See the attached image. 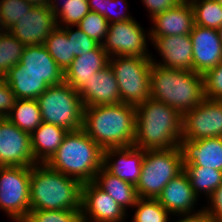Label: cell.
I'll return each mask as SVG.
<instances>
[{
    "label": "cell",
    "instance_id": "1",
    "mask_svg": "<svg viewBox=\"0 0 222 222\" xmlns=\"http://www.w3.org/2000/svg\"><path fill=\"white\" fill-rule=\"evenodd\" d=\"M182 138V115L173 107L147 99L136 106L133 146L144 150L172 149Z\"/></svg>",
    "mask_w": 222,
    "mask_h": 222
},
{
    "label": "cell",
    "instance_id": "2",
    "mask_svg": "<svg viewBox=\"0 0 222 222\" xmlns=\"http://www.w3.org/2000/svg\"><path fill=\"white\" fill-rule=\"evenodd\" d=\"M135 127L134 105L121 102L84 108L82 129L103 150L133 146Z\"/></svg>",
    "mask_w": 222,
    "mask_h": 222
},
{
    "label": "cell",
    "instance_id": "3",
    "mask_svg": "<svg viewBox=\"0 0 222 222\" xmlns=\"http://www.w3.org/2000/svg\"><path fill=\"white\" fill-rule=\"evenodd\" d=\"M150 84L151 98L175 108L181 115L206 98L204 77L193 70L169 69L152 63Z\"/></svg>",
    "mask_w": 222,
    "mask_h": 222
},
{
    "label": "cell",
    "instance_id": "4",
    "mask_svg": "<svg viewBox=\"0 0 222 222\" xmlns=\"http://www.w3.org/2000/svg\"><path fill=\"white\" fill-rule=\"evenodd\" d=\"M82 184L45 163L31 167L30 210L81 209Z\"/></svg>",
    "mask_w": 222,
    "mask_h": 222
},
{
    "label": "cell",
    "instance_id": "5",
    "mask_svg": "<svg viewBox=\"0 0 222 222\" xmlns=\"http://www.w3.org/2000/svg\"><path fill=\"white\" fill-rule=\"evenodd\" d=\"M103 156L104 150L81 128L68 131L56 153L46 164L84 184L94 181L103 166Z\"/></svg>",
    "mask_w": 222,
    "mask_h": 222
},
{
    "label": "cell",
    "instance_id": "6",
    "mask_svg": "<svg viewBox=\"0 0 222 222\" xmlns=\"http://www.w3.org/2000/svg\"><path fill=\"white\" fill-rule=\"evenodd\" d=\"M36 100L43 122L68 131L82 128L85 108L82 98L65 81L49 86Z\"/></svg>",
    "mask_w": 222,
    "mask_h": 222
},
{
    "label": "cell",
    "instance_id": "7",
    "mask_svg": "<svg viewBox=\"0 0 222 222\" xmlns=\"http://www.w3.org/2000/svg\"><path fill=\"white\" fill-rule=\"evenodd\" d=\"M184 170L181 150H145L141 175L136 184L139 198L157 199L167 183Z\"/></svg>",
    "mask_w": 222,
    "mask_h": 222
},
{
    "label": "cell",
    "instance_id": "8",
    "mask_svg": "<svg viewBox=\"0 0 222 222\" xmlns=\"http://www.w3.org/2000/svg\"><path fill=\"white\" fill-rule=\"evenodd\" d=\"M109 66L116 76L121 102L137 106L151 98V57L114 56Z\"/></svg>",
    "mask_w": 222,
    "mask_h": 222
},
{
    "label": "cell",
    "instance_id": "9",
    "mask_svg": "<svg viewBox=\"0 0 222 222\" xmlns=\"http://www.w3.org/2000/svg\"><path fill=\"white\" fill-rule=\"evenodd\" d=\"M31 167H0V210L13 222H22L30 211Z\"/></svg>",
    "mask_w": 222,
    "mask_h": 222
},
{
    "label": "cell",
    "instance_id": "10",
    "mask_svg": "<svg viewBox=\"0 0 222 222\" xmlns=\"http://www.w3.org/2000/svg\"><path fill=\"white\" fill-rule=\"evenodd\" d=\"M143 28L144 26L142 27L135 18L111 23L102 47L110 58L114 56L151 57L152 52L147 47L150 31Z\"/></svg>",
    "mask_w": 222,
    "mask_h": 222
},
{
    "label": "cell",
    "instance_id": "11",
    "mask_svg": "<svg viewBox=\"0 0 222 222\" xmlns=\"http://www.w3.org/2000/svg\"><path fill=\"white\" fill-rule=\"evenodd\" d=\"M222 137V100L205 98L182 114V138L200 140Z\"/></svg>",
    "mask_w": 222,
    "mask_h": 222
},
{
    "label": "cell",
    "instance_id": "12",
    "mask_svg": "<svg viewBox=\"0 0 222 222\" xmlns=\"http://www.w3.org/2000/svg\"><path fill=\"white\" fill-rule=\"evenodd\" d=\"M81 213L83 222H121L128 213L93 181L82 184Z\"/></svg>",
    "mask_w": 222,
    "mask_h": 222
},
{
    "label": "cell",
    "instance_id": "13",
    "mask_svg": "<svg viewBox=\"0 0 222 222\" xmlns=\"http://www.w3.org/2000/svg\"><path fill=\"white\" fill-rule=\"evenodd\" d=\"M35 164L30 133L5 118L0 124V167H32Z\"/></svg>",
    "mask_w": 222,
    "mask_h": 222
},
{
    "label": "cell",
    "instance_id": "14",
    "mask_svg": "<svg viewBox=\"0 0 222 222\" xmlns=\"http://www.w3.org/2000/svg\"><path fill=\"white\" fill-rule=\"evenodd\" d=\"M56 27V17L49 5H34L8 31L25 46H34L43 45Z\"/></svg>",
    "mask_w": 222,
    "mask_h": 222
},
{
    "label": "cell",
    "instance_id": "15",
    "mask_svg": "<svg viewBox=\"0 0 222 222\" xmlns=\"http://www.w3.org/2000/svg\"><path fill=\"white\" fill-rule=\"evenodd\" d=\"M149 43L154 50L156 49L158 56H161L158 60L155 54L151 53L152 63L169 69L193 70V45L190 34L150 37Z\"/></svg>",
    "mask_w": 222,
    "mask_h": 222
},
{
    "label": "cell",
    "instance_id": "16",
    "mask_svg": "<svg viewBox=\"0 0 222 222\" xmlns=\"http://www.w3.org/2000/svg\"><path fill=\"white\" fill-rule=\"evenodd\" d=\"M157 200L172 216L196 214L204 210L201 204L202 208L197 209L201 199L193 191L184 170L167 183Z\"/></svg>",
    "mask_w": 222,
    "mask_h": 222
},
{
    "label": "cell",
    "instance_id": "17",
    "mask_svg": "<svg viewBox=\"0 0 222 222\" xmlns=\"http://www.w3.org/2000/svg\"><path fill=\"white\" fill-rule=\"evenodd\" d=\"M193 45V71L204 75L222 62L219 30L194 25L190 33Z\"/></svg>",
    "mask_w": 222,
    "mask_h": 222
},
{
    "label": "cell",
    "instance_id": "18",
    "mask_svg": "<svg viewBox=\"0 0 222 222\" xmlns=\"http://www.w3.org/2000/svg\"><path fill=\"white\" fill-rule=\"evenodd\" d=\"M77 92L82 98L84 107L121 103L117 79L109 65L95 72Z\"/></svg>",
    "mask_w": 222,
    "mask_h": 222
},
{
    "label": "cell",
    "instance_id": "19",
    "mask_svg": "<svg viewBox=\"0 0 222 222\" xmlns=\"http://www.w3.org/2000/svg\"><path fill=\"white\" fill-rule=\"evenodd\" d=\"M144 149L136 146L104 149L103 167L111 174L136 186L141 175Z\"/></svg>",
    "mask_w": 222,
    "mask_h": 222
},
{
    "label": "cell",
    "instance_id": "20",
    "mask_svg": "<svg viewBox=\"0 0 222 222\" xmlns=\"http://www.w3.org/2000/svg\"><path fill=\"white\" fill-rule=\"evenodd\" d=\"M150 37L186 35L192 32L194 12L189 0H182L151 20Z\"/></svg>",
    "mask_w": 222,
    "mask_h": 222
},
{
    "label": "cell",
    "instance_id": "21",
    "mask_svg": "<svg viewBox=\"0 0 222 222\" xmlns=\"http://www.w3.org/2000/svg\"><path fill=\"white\" fill-rule=\"evenodd\" d=\"M183 168L201 166L222 171V137L200 140L181 139Z\"/></svg>",
    "mask_w": 222,
    "mask_h": 222
},
{
    "label": "cell",
    "instance_id": "22",
    "mask_svg": "<svg viewBox=\"0 0 222 222\" xmlns=\"http://www.w3.org/2000/svg\"><path fill=\"white\" fill-rule=\"evenodd\" d=\"M110 56L97 45L93 50L77 56L64 72V81L76 91L94 75L109 65Z\"/></svg>",
    "mask_w": 222,
    "mask_h": 222
},
{
    "label": "cell",
    "instance_id": "23",
    "mask_svg": "<svg viewBox=\"0 0 222 222\" xmlns=\"http://www.w3.org/2000/svg\"><path fill=\"white\" fill-rule=\"evenodd\" d=\"M23 70L40 75L50 86L64 82V72L44 45L26 46L19 62Z\"/></svg>",
    "mask_w": 222,
    "mask_h": 222
},
{
    "label": "cell",
    "instance_id": "24",
    "mask_svg": "<svg viewBox=\"0 0 222 222\" xmlns=\"http://www.w3.org/2000/svg\"><path fill=\"white\" fill-rule=\"evenodd\" d=\"M68 130L42 122L30 134L31 149L36 163H47L63 142Z\"/></svg>",
    "mask_w": 222,
    "mask_h": 222
},
{
    "label": "cell",
    "instance_id": "25",
    "mask_svg": "<svg viewBox=\"0 0 222 222\" xmlns=\"http://www.w3.org/2000/svg\"><path fill=\"white\" fill-rule=\"evenodd\" d=\"M17 99H37L50 85L38 74L23 70L18 63L3 77Z\"/></svg>",
    "mask_w": 222,
    "mask_h": 222
},
{
    "label": "cell",
    "instance_id": "26",
    "mask_svg": "<svg viewBox=\"0 0 222 222\" xmlns=\"http://www.w3.org/2000/svg\"><path fill=\"white\" fill-rule=\"evenodd\" d=\"M100 189L107 192L128 213L133 209L138 194L136 187L108 172L103 166L97 172L94 181Z\"/></svg>",
    "mask_w": 222,
    "mask_h": 222
},
{
    "label": "cell",
    "instance_id": "27",
    "mask_svg": "<svg viewBox=\"0 0 222 222\" xmlns=\"http://www.w3.org/2000/svg\"><path fill=\"white\" fill-rule=\"evenodd\" d=\"M6 118L19 129L30 134L43 122L36 99H17Z\"/></svg>",
    "mask_w": 222,
    "mask_h": 222
},
{
    "label": "cell",
    "instance_id": "28",
    "mask_svg": "<svg viewBox=\"0 0 222 222\" xmlns=\"http://www.w3.org/2000/svg\"><path fill=\"white\" fill-rule=\"evenodd\" d=\"M49 8L56 17L57 27L60 28L77 26L90 12L87 0H49Z\"/></svg>",
    "mask_w": 222,
    "mask_h": 222
},
{
    "label": "cell",
    "instance_id": "29",
    "mask_svg": "<svg viewBox=\"0 0 222 222\" xmlns=\"http://www.w3.org/2000/svg\"><path fill=\"white\" fill-rule=\"evenodd\" d=\"M184 171L189 177L193 191L199 198L205 195L207 200L222 184V171L201 166H186Z\"/></svg>",
    "mask_w": 222,
    "mask_h": 222
},
{
    "label": "cell",
    "instance_id": "30",
    "mask_svg": "<svg viewBox=\"0 0 222 222\" xmlns=\"http://www.w3.org/2000/svg\"><path fill=\"white\" fill-rule=\"evenodd\" d=\"M43 45L63 72H65L75 58L74 54H71V40H68L67 34L60 27H56Z\"/></svg>",
    "mask_w": 222,
    "mask_h": 222
},
{
    "label": "cell",
    "instance_id": "31",
    "mask_svg": "<svg viewBox=\"0 0 222 222\" xmlns=\"http://www.w3.org/2000/svg\"><path fill=\"white\" fill-rule=\"evenodd\" d=\"M194 12V25L219 30L222 5L216 0H189Z\"/></svg>",
    "mask_w": 222,
    "mask_h": 222
},
{
    "label": "cell",
    "instance_id": "32",
    "mask_svg": "<svg viewBox=\"0 0 222 222\" xmlns=\"http://www.w3.org/2000/svg\"><path fill=\"white\" fill-rule=\"evenodd\" d=\"M25 47L9 31L0 32V77L20 62Z\"/></svg>",
    "mask_w": 222,
    "mask_h": 222
},
{
    "label": "cell",
    "instance_id": "33",
    "mask_svg": "<svg viewBox=\"0 0 222 222\" xmlns=\"http://www.w3.org/2000/svg\"><path fill=\"white\" fill-rule=\"evenodd\" d=\"M133 210L130 220L134 222H169L173 217L157 199L152 198H138Z\"/></svg>",
    "mask_w": 222,
    "mask_h": 222
},
{
    "label": "cell",
    "instance_id": "34",
    "mask_svg": "<svg viewBox=\"0 0 222 222\" xmlns=\"http://www.w3.org/2000/svg\"><path fill=\"white\" fill-rule=\"evenodd\" d=\"M22 222H83L81 209L30 210Z\"/></svg>",
    "mask_w": 222,
    "mask_h": 222
},
{
    "label": "cell",
    "instance_id": "35",
    "mask_svg": "<svg viewBox=\"0 0 222 222\" xmlns=\"http://www.w3.org/2000/svg\"><path fill=\"white\" fill-rule=\"evenodd\" d=\"M34 5L25 0H0V16L3 31H8L27 12H30Z\"/></svg>",
    "mask_w": 222,
    "mask_h": 222
},
{
    "label": "cell",
    "instance_id": "36",
    "mask_svg": "<svg viewBox=\"0 0 222 222\" xmlns=\"http://www.w3.org/2000/svg\"><path fill=\"white\" fill-rule=\"evenodd\" d=\"M77 26L87 36L102 45L108 33L109 22L104 16L90 11Z\"/></svg>",
    "mask_w": 222,
    "mask_h": 222
},
{
    "label": "cell",
    "instance_id": "37",
    "mask_svg": "<svg viewBox=\"0 0 222 222\" xmlns=\"http://www.w3.org/2000/svg\"><path fill=\"white\" fill-rule=\"evenodd\" d=\"M73 27H76V29L74 30ZM61 29L67 34L68 40H71V54H74V57L82 56L98 45L97 42L87 36L78 26L62 27Z\"/></svg>",
    "mask_w": 222,
    "mask_h": 222
},
{
    "label": "cell",
    "instance_id": "38",
    "mask_svg": "<svg viewBox=\"0 0 222 222\" xmlns=\"http://www.w3.org/2000/svg\"><path fill=\"white\" fill-rule=\"evenodd\" d=\"M205 97L222 100V62L204 75Z\"/></svg>",
    "mask_w": 222,
    "mask_h": 222
},
{
    "label": "cell",
    "instance_id": "39",
    "mask_svg": "<svg viewBox=\"0 0 222 222\" xmlns=\"http://www.w3.org/2000/svg\"><path fill=\"white\" fill-rule=\"evenodd\" d=\"M121 7H123L124 9L122 8L123 10H120ZM128 8L129 5L127 0H107L106 20L109 22V24H111L114 22H122L134 19V17L131 16L132 14L128 12Z\"/></svg>",
    "mask_w": 222,
    "mask_h": 222
},
{
    "label": "cell",
    "instance_id": "40",
    "mask_svg": "<svg viewBox=\"0 0 222 222\" xmlns=\"http://www.w3.org/2000/svg\"><path fill=\"white\" fill-rule=\"evenodd\" d=\"M203 205L212 222H222V184L207 199L206 205Z\"/></svg>",
    "mask_w": 222,
    "mask_h": 222
},
{
    "label": "cell",
    "instance_id": "41",
    "mask_svg": "<svg viewBox=\"0 0 222 222\" xmlns=\"http://www.w3.org/2000/svg\"><path fill=\"white\" fill-rule=\"evenodd\" d=\"M17 97L11 90L10 86L0 77V116L7 117L15 106Z\"/></svg>",
    "mask_w": 222,
    "mask_h": 222
},
{
    "label": "cell",
    "instance_id": "42",
    "mask_svg": "<svg viewBox=\"0 0 222 222\" xmlns=\"http://www.w3.org/2000/svg\"><path fill=\"white\" fill-rule=\"evenodd\" d=\"M146 11H148L149 20L156 15L174 8L182 0H140Z\"/></svg>",
    "mask_w": 222,
    "mask_h": 222
},
{
    "label": "cell",
    "instance_id": "43",
    "mask_svg": "<svg viewBox=\"0 0 222 222\" xmlns=\"http://www.w3.org/2000/svg\"><path fill=\"white\" fill-rule=\"evenodd\" d=\"M175 217L172 218L174 220L170 219L169 222H172V221L173 222H212L211 218L207 215V213L204 210L196 214L179 215V217L178 216H175Z\"/></svg>",
    "mask_w": 222,
    "mask_h": 222
},
{
    "label": "cell",
    "instance_id": "44",
    "mask_svg": "<svg viewBox=\"0 0 222 222\" xmlns=\"http://www.w3.org/2000/svg\"><path fill=\"white\" fill-rule=\"evenodd\" d=\"M90 11L96 12L106 18L107 0H87Z\"/></svg>",
    "mask_w": 222,
    "mask_h": 222
},
{
    "label": "cell",
    "instance_id": "45",
    "mask_svg": "<svg viewBox=\"0 0 222 222\" xmlns=\"http://www.w3.org/2000/svg\"><path fill=\"white\" fill-rule=\"evenodd\" d=\"M32 5H49V0H25Z\"/></svg>",
    "mask_w": 222,
    "mask_h": 222
},
{
    "label": "cell",
    "instance_id": "46",
    "mask_svg": "<svg viewBox=\"0 0 222 222\" xmlns=\"http://www.w3.org/2000/svg\"><path fill=\"white\" fill-rule=\"evenodd\" d=\"M129 216H127L124 220H122L121 222H126L125 220H127V222L129 221L128 218L131 216V214L128 213ZM132 222H134L133 220H131Z\"/></svg>",
    "mask_w": 222,
    "mask_h": 222
},
{
    "label": "cell",
    "instance_id": "47",
    "mask_svg": "<svg viewBox=\"0 0 222 222\" xmlns=\"http://www.w3.org/2000/svg\"><path fill=\"white\" fill-rule=\"evenodd\" d=\"M220 37H221V42H222V26L219 29Z\"/></svg>",
    "mask_w": 222,
    "mask_h": 222
},
{
    "label": "cell",
    "instance_id": "48",
    "mask_svg": "<svg viewBox=\"0 0 222 222\" xmlns=\"http://www.w3.org/2000/svg\"><path fill=\"white\" fill-rule=\"evenodd\" d=\"M2 31H3V26L1 24V16H0V32H2Z\"/></svg>",
    "mask_w": 222,
    "mask_h": 222
},
{
    "label": "cell",
    "instance_id": "49",
    "mask_svg": "<svg viewBox=\"0 0 222 222\" xmlns=\"http://www.w3.org/2000/svg\"><path fill=\"white\" fill-rule=\"evenodd\" d=\"M5 119V117L0 116V124Z\"/></svg>",
    "mask_w": 222,
    "mask_h": 222
},
{
    "label": "cell",
    "instance_id": "50",
    "mask_svg": "<svg viewBox=\"0 0 222 222\" xmlns=\"http://www.w3.org/2000/svg\"><path fill=\"white\" fill-rule=\"evenodd\" d=\"M216 1H218L222 5V0H216Z\"/></svg>",
    "mask_w": 222,
    "mask_h": 222
}]
</instances>
